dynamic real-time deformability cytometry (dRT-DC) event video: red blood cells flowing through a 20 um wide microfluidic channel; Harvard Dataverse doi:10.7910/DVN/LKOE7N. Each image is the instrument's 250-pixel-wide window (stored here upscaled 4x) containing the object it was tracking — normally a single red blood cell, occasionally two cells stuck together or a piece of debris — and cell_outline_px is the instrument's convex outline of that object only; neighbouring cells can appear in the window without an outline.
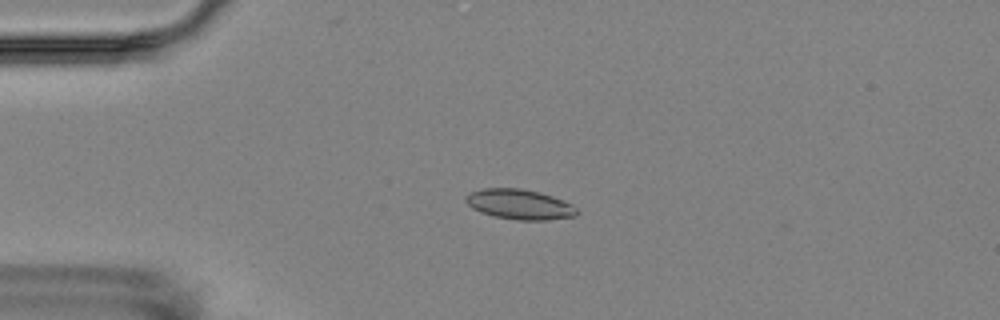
{"species": "Egyptian fruit bat (a non-hibernating species)", "species_latin": "Rousettus aegyptiacus", "temperature_condition": "room temperature", "stored_images_in_passage": 15, "camera_frame_rate_fps": 3000, "um_per_image_px": 0.085, "animal": {"sex": "female"}, "frame": {"image": 1, "passage_image": 3, "time_ms": 2.333, "image_size_px": [1000, 320], "cell_outline_px": [[580, 212], [576, 216], [548, 220], [516, 220], [492, 216], [480, 212], [472, 208], [464, 200], [464, 196], [468, 192], [484, 188], [520, 188], [540, 192], [564, 200], [572, 204]], "centroid_in_image_um": [44.15, 17.37], "position_along_channel_um": 40.8, "area_um2": 19.83}}
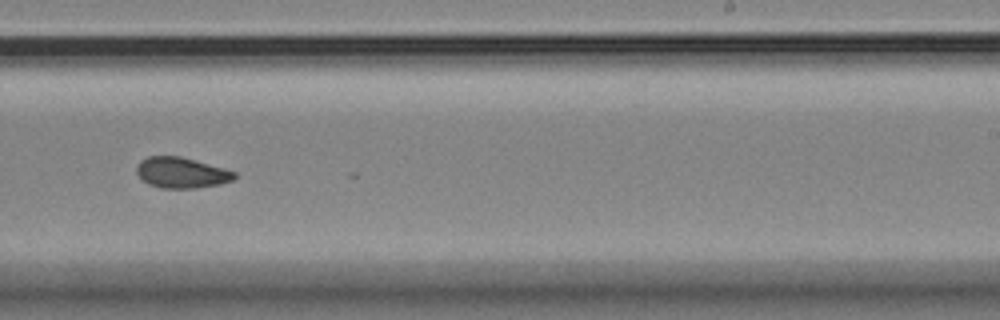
{"frame": {"image": 2, "passage_image": 9, "time_ms": 9.667, "image_size_px": [1000, 320], "cell_outline_px": [[236, 180], [220, 184], [196, 188], [160, 188], [148, 184], [136, 172], [136, 168], [140, 160], [148, 156], [180, 156], [224, 168], [236, 172]], "centroid_in_image_um": [15.44, 14.68], "position_along_channel_um": 273.6, "area_um2": 17.57}}
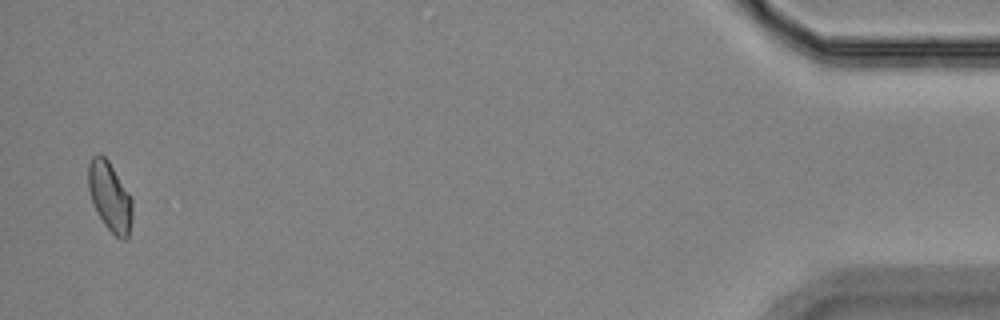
{"frame": {"image": 3, "passage_image": 15, "time_ms": 16.333, "image_size_px": [1000, 320], "cell_outline_px": [[132, 216], [128, 236], [124, 240], [120, 240], [104, 224], [92, 200], [88, 188], [88, 164], [92, 156], [100, 152], [108, 160], [128, 192], [132, 200]], "centroid_in_image_um": [9.33, 16.69], "position_along_channel_um": 425.9, "area_um2": 17.51}, "authors_computed_cell_mechanics": {"area_um2": 17.6868, "velocity_mm_per_s": 3.5383, "shape_relaxation_time_tau1_ms": null, "shape_relaxation_time_tau2_ms": 5.8489, "deformation_change_tau1": null, "deformation_change_tau2": 0.0768}}